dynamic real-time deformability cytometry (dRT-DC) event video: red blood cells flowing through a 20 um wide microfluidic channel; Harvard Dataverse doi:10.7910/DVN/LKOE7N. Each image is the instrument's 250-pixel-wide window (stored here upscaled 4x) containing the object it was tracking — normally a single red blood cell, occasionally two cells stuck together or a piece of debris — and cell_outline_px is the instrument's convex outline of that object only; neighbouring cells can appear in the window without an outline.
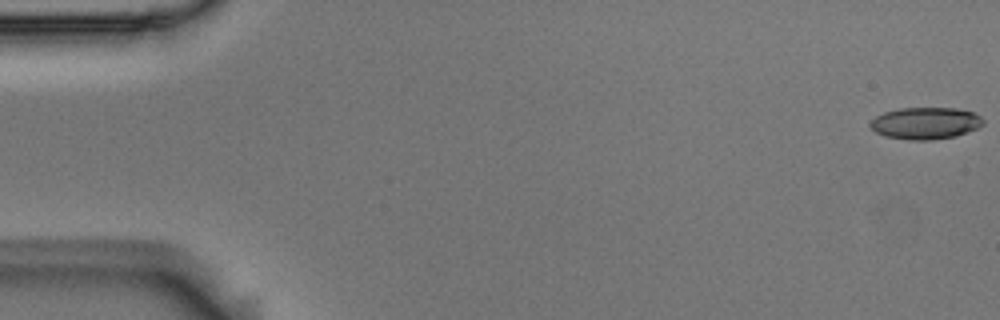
{"species": "Egyptian fruit bat (a non-hibernating species)", "species_latin": "Rousettus aegyptiacus", "temperature_condition": "room temperature", "stored_images_in_passage": 55, "camera_frame_rate_fps": 3000, "um_per_image_px": 0.085, "animal": {"sex": "male"}, "frame": {"image": 1, "passage_image": 1, "time_ms": 0.0, "image_size_px": [1000, 320], "cell_outline_px": [[984, 124], [976, 128], [956, 136], [932, 140], [908, 140], [884, 136], [876, 132], [868, 124], [876, 116], [884, 112], [900, 108], [956, 108], [972, 112], [980, 116], [984, 120]], "centroid_in_image_um": [78.65, 10.47], "position_along_channel_um": 6.3, "area_um2": 20.98}}
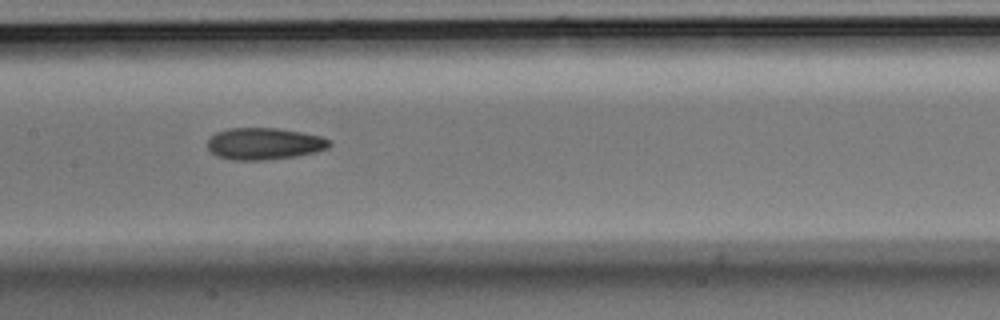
{"frame": {"image": 2, "passage_image": 27, "time_ms": 8.667, "image_size_px": [1000, 320], "cell_outline_px": [[332, 144], [328, 148], [316, 152], [296, 156], [264, 160], [232, 160], [216, 156], [208, 148], [208, 140], [216, 132], [228, 128], [276, 128], [304, 132], [320, 136], [332, 140]], "centroid_in_image_um": [22.49, 12.21], "position_along_channel_um": 184.9, "area_um2": 22.77}}
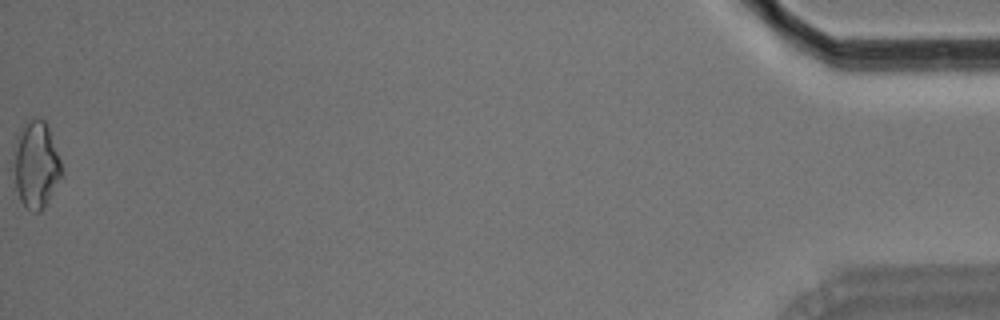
{"frame": {"image": 3, "passage_image": 55, "time_ms": 18.0, "image_size_px": [1000, 320], "cell_outline_px": [[64, 172], [44, 208], [40, 212], [32, 212], [20, 200], [16, 188], [16, 136], [20, 128], [32, 116], [36, 116], [44, 120], [48, 124]], "centroid_in_image_um": [3.11, 13.96], "position_along_channel_um": 432.1, "area_um2": 24.04}, "authors_computed_cell_mechanics": {"area_um2": 22.1374, "velocity_mm_per_s": 3.7206, "shape_relaxation_time_tau1_ms": 9.8648, "shape_relaxation_time_tau2_ms": 4.0952, "deformation_change_tau1": 0.1825, "deformation_change_tau2": 0.1171}}